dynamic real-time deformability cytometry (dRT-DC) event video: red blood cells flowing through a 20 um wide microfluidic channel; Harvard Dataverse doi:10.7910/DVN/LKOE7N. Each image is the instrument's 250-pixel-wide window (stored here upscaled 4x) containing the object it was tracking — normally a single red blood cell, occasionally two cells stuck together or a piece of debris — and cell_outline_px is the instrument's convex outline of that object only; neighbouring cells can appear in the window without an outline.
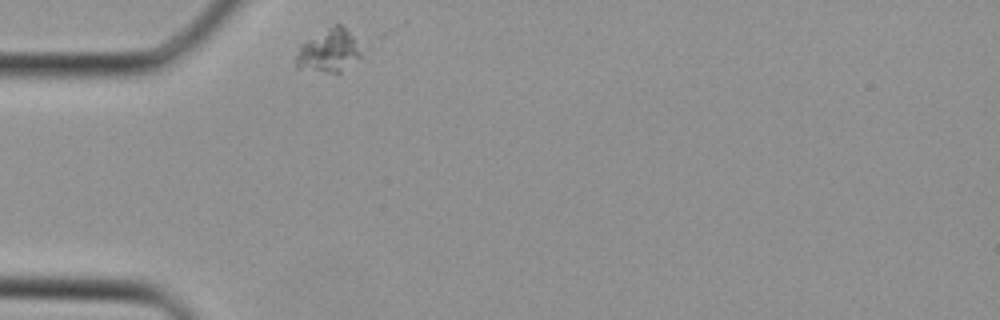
{"species": "Egyptian fruit bat (a non-hibernating species)", "species_latin": "Rousettus aegyptiacus", "temperature_condition": "cold", "stored_images_in_passage": 24, "camera_frame_rate_fps": 3000, "um_per_image_px": 0.085, "animal": {"sex": "female"}, "frame": {"image": 1, "passage_image": 1, "time_ms": 0.0, "image_size_px": [1000, 320], "cell_outline_px": [[360, 56], [340, 72], [324, 72], [296, 68], [296, 56], [300, 44], [328, 28], [336, 24], [344, 24], [360, 40]], "centroid_in_image_um": [27.98, 4.28], "position_along_channel_um": 57.0, "area_um2": 16.42}}
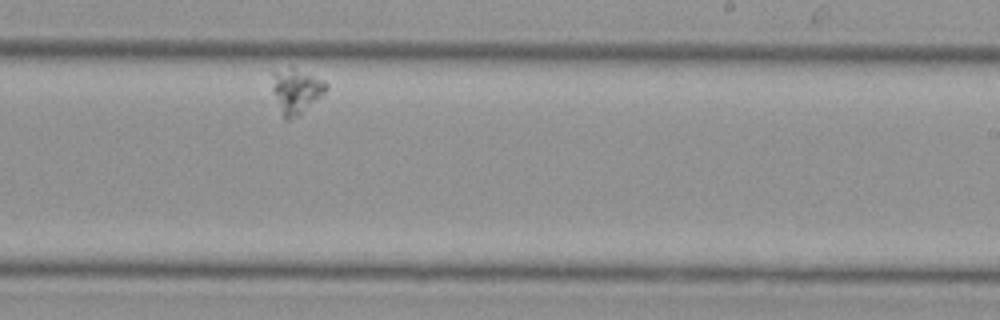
{"frame": {"image": 2, "passage_image": 17, "time_ms": 5.333, "image_size_px": [1000, 320], "cell_outline_px": [[328, 88], [324, 96], [296, 116], [288, 120], [284, 120], [272, 92], [272, 72], [292, 68], [324, 80], [328, 84]], "centroid_in_image_um": [25.18, 7.76], "position_along_channel_um": 263.8, "area_um2": 13.99}}
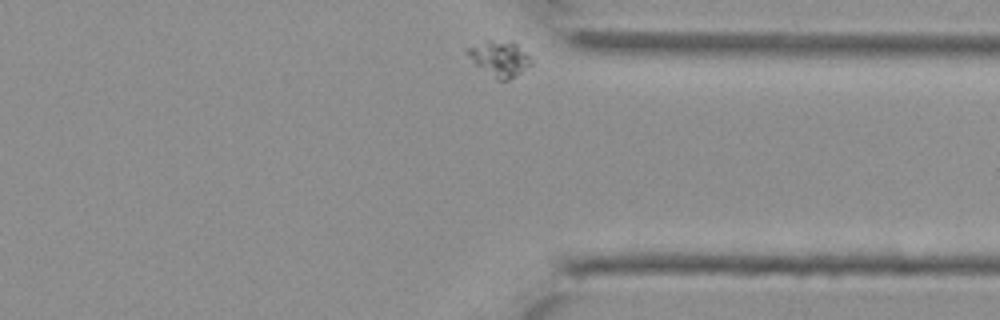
{"frame": {"image": 3, "passage_image": 24, "time_ms": 7.667, "image_size_px": [1000, 320], "cell_outline_px": [[532, 64], [516, 76], [508, 80], [500, 80], [476, 64], [464, 52], [464, 48], [488, 40], [512, 40], [532, 60]], "centroid_in_image_um": [42.45, 4.94], "position_along_channel_um": 368.9, "area_um2": 12.95}}